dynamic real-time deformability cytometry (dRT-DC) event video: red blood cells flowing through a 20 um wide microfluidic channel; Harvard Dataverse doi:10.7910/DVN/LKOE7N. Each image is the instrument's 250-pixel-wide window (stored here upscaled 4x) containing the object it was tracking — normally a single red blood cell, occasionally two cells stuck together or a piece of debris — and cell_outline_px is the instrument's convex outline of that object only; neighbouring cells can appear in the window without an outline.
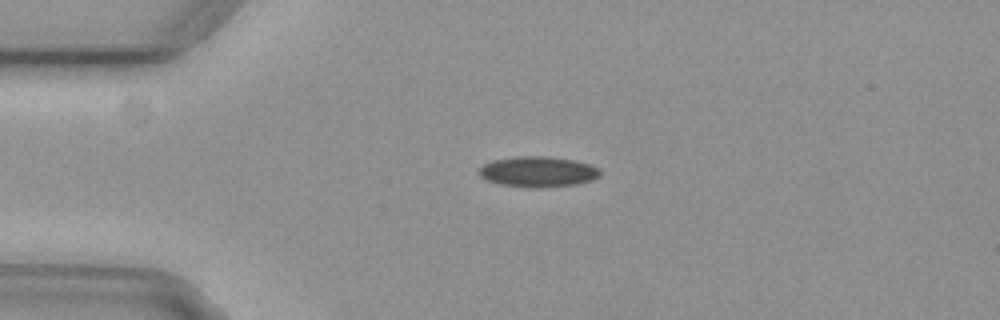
{"species": "common noctule bat (a hibernating species)", "species_latin": "Nyctalus noctula", "temperature_condition": "cold", "stored_images_in_passage": 48, "camera_frame_rate_fps": 3000, "um_per_image_px": 0.085, "animal": {"sex": "female", "body_mass_g": 29.2, "forearm_length_mm": 56.3}, "frame": {"image": 1, "passage_image": 7, "time_ms": 2.0, "image_size_px": [1000, 320], "cell_outline_px": [[600, 172], [592, 180], [576, 184], [500, 184], [484, 180], [476, 172], [484, 164], [492, 160], [516, 156], [548, 156], [572, 160], [588, 164], [600, 168]], "centroid_in_image_um": [45.66, 14.53], "position_along_channel_um": 39.3, "area_um2": 20.4}}
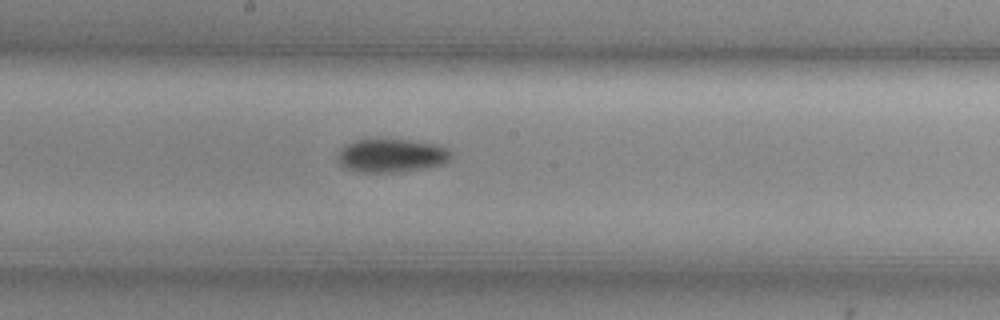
{"frame": {"image": 2, "passage_image": 23, "time_ms": 7.333, "image_size_px": [1000, 320], "cell_outline_px": [[452, 156], [444, 164], [424, 168], [400, 172], [360, 172], [348, 168], [340, 164], [336, 156], [340, 148], [356, 140], [408, 140], [432, 144], [448, 148], [452, 152]], "centroid_in_image_um": [33.28, 13.23], "position_along_channel_um": 214.9, "area_um2": 21.91}}
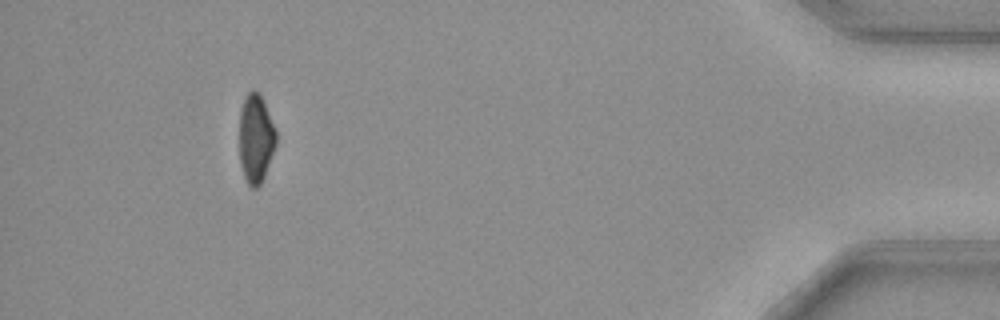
{"frame": {"image": 3, "passage_image": 44, "time_ms": 14.333, "image_size_px": [1000, 320], "cell_outline_px": [[276, 144], [264, 176], [260, 184], [256, 188], [252, 188], [248, 184], [244, 176], [240, 164], [240, 112], [244, 96], [252, 88], [260, 92], [276, 128]], "centroid_in_image_um": [21.74, 11.72], "position_along_channel_um": 413.5, "area_um2": 19.13}, "authors_computed_cell_mechanics": {"area_um2": 21.0103, "velocity_mm_per_s": 3.8268, "shape_relaxation_time_tau1_ms": 7.9286, "shape_relaxation_time_tau2_ms": null, "deformation_change_tau1": 0.1426, "deformation_change_tau2": null}}